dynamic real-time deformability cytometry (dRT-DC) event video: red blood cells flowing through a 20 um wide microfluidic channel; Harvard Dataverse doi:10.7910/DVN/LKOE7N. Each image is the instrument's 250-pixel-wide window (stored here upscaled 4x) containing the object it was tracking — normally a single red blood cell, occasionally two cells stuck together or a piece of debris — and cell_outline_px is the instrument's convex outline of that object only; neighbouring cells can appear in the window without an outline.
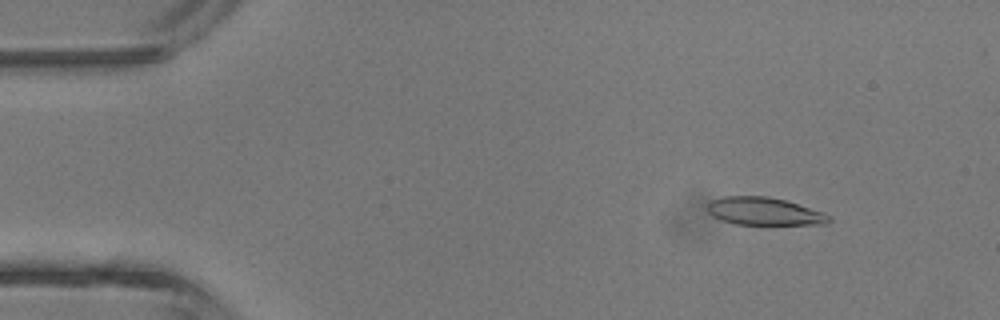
{"species": "common noctule bat (a hibernating species)", "species_latin": "Nyctalus noctula", "temperature_condition": "room temperature", "stored_images_in_passage": 5, "camera_frame_rate_fps": 3000, "um_per_image_px": 0.085, "animal": {"sex": "male", "body_mass_g": 13.3}, "frame": {"image": 1, "passage_image": 2, "time_ms": 1.333, "image_size_px": [1000, 320], "cell_outline_px": [[832, 220], [828, 224], [736, 224], [720, 220], [712, 216], [708, 212], [708, 204], [712, 200], [724, 196], [768, 196], [784, 200], [824, 212], [832, 216]], "centroid_in_image_um": [64.98, 17.96], "position_along_channel_um": 20.0, "area_um2": 19.65}}